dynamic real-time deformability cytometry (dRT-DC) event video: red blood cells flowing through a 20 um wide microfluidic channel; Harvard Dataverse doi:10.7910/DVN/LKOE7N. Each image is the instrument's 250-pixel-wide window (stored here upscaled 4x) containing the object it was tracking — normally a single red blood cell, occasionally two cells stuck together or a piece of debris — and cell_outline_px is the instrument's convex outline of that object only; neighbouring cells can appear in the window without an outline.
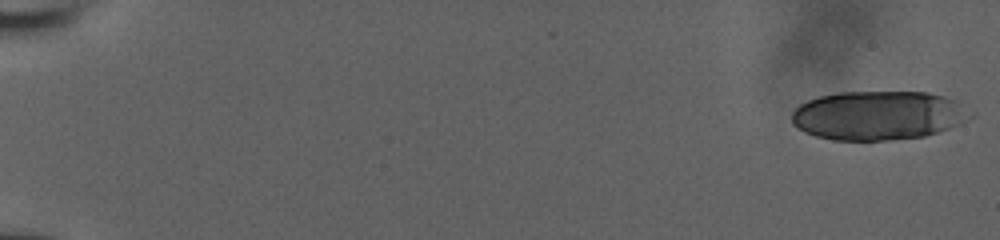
{"species": "human", "species_latin": "Homo sapiens", "temperature_condition": "room temperature", "stored_images_in_passage": 26, "camera_frame_rate_fps": 3000, "um_per_image_px": 0.085, "donor": {"sex": "male"}, "frame": {"image": 1, "passage_image": 1, "time_ms": 0.0, "image_size_px": [1000, 240], "cell_outline_px": [[960, 116], [956, 124], [948, 128], [924, 136], [892, 140], [832, 140], [816, 136], [804, 132], [792, 124], [792, 112], [800, 104], [808, 100], [820, 96], [836, 92], [928, 92], [944, 96], [952, 100]], "centroid_in_image_um": [74.4, 9.82], "position_along_channel_um": 10.6, "area_um2": 49.48}}
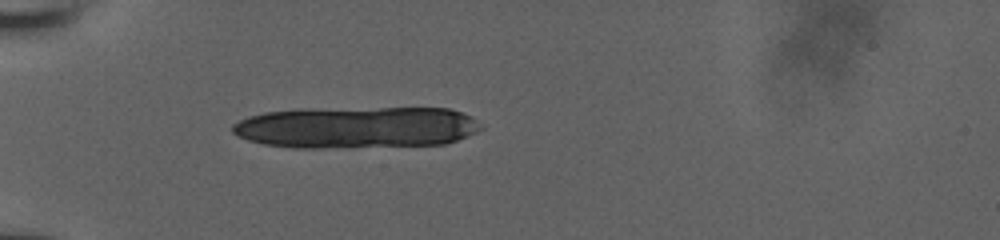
{"frame": {"image": 2, "passage_image": 16, "time_ms": 6.0, "image_size_px": [1000, 240], "cell_outline_px": [[484, 128], [468, 136], [444, 144], [352, 148], [292, 148], [264, 144], [248, 140], [232, 132], [232, 124], [248, 116], [264, 112], [304, 108], [448, 108], [472, 116]], "centroid_in_image_um": [30.29, 10.83], "position_along_channel_um": 54.7, "area_um2": 61.21}}
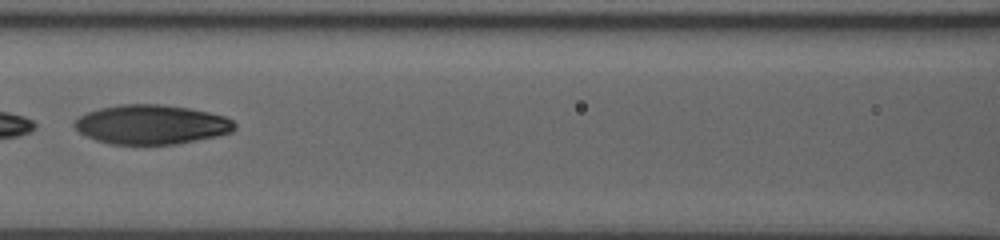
{"frame": {"image": 3, "passage_image": 24, "time_ms": 9.333, "image_size_px": [1000, 240], "cell_outline_px": [[236, 128], [232, 132], [216, 136], [176, 144], [112, 144], [96, 140], [80, 132], [72, 124], [80, 116], [88, 112], [100, 108], [120, 104], [164, 104], [188, 108], [208, 112], [224, 116], [232, 120], [236, 124]], "centroid_in_image_um": [12.89, 10.58], "position_along_channel_um": 153.7, "area_um2": 36.59}}